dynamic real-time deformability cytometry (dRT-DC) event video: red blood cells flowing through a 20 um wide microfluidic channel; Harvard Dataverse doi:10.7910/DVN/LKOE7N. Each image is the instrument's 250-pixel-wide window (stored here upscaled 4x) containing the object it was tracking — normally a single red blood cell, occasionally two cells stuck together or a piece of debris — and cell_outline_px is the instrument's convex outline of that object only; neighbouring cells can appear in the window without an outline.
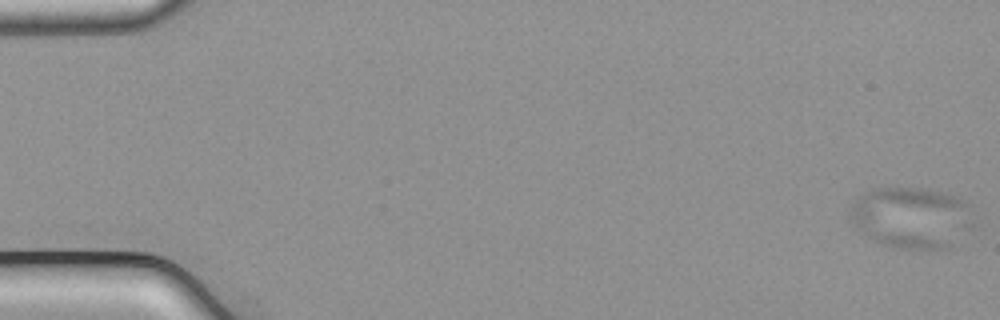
{"species": "common noctule bat (a hibernating species)", "species_latin": "Nyctalus noctula", "temperature_condition": "cold", "stored_images_in_passage": 2, "camera_frame_rate_fps": 3000, "um_per_image_px": 0.085, "animal": {"sex": "male", "body_mass_g": 21.5, "forearm_length_mm": 52.0}, "frame": {"image": 1, "passage_image": 1, "time_ms": 0.0, "image_size_px": [1000, 320], "cell_outline_px": [[972, 204], [952, 248], [908, 248], [880, 244], [856, 228], [848, 216], [848, 212], [852, 204], [864, 192], [872, 188], [928, 188], [948, 192], [968, 200]], "centroid_in_image_um": [77.37, 18.43], "position_along_channel_um": 7.6, "area_um2": 43.18}}